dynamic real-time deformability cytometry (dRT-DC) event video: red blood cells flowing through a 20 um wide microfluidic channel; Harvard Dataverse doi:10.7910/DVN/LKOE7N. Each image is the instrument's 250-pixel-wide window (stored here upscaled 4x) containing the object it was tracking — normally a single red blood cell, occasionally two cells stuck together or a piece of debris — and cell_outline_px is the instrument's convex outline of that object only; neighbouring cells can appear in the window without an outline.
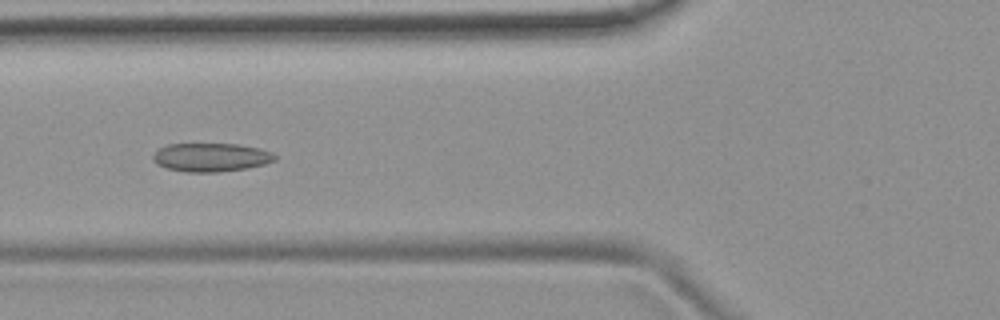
{"species": "common noctule bat (a hibernating species)", "species_latin": "Nyctalus noctula", "temperature_condition": "room temperature", "stored_images_in_passage": 6, "camera_frame_rate_fps": 3000, "um_per_image_px": 0.085, "animal": {"sex": "female", "body_mass_g": 19.9}, "frame": {"image": 1, "passage_image": 6, "time_ms": 5.667, "image_size_px": [1000, 320], "cell_outline_px": [[276, 160], [264, 164], [248, 168], [220, 172], [188, 172], [168, 168], [156, 164], [152, 160], [152, 156], [160, 148], [168, 144], [236, 144], [260, 148], [272, 152], [276, 156]], "centroid_in_image_um": [17.95, 13.37], "position_along_channel_um": 107.9, "area_um2": 20.29}}